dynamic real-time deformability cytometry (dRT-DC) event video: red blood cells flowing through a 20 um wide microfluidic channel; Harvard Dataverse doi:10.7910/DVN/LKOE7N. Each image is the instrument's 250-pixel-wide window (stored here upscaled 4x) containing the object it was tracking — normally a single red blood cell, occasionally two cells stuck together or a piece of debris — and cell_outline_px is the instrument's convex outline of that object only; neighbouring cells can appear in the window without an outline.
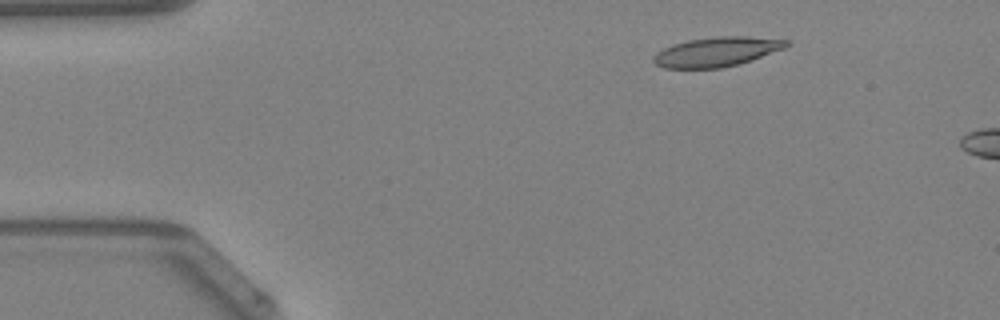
{"species": "Egyptian fruit bat (a non-hibernating species)", "species_latin": "Rousettus aegyptiacus", "temperature_condition": "warm", "stored_images_in_passage": 42, "camera_frame_rate_fps": 3000, "um_per_image_px": 0.085, "animal": {"sex": "female"}, "frame": {"image": 1, "passage_image": 6, "time_ms": 1.667, "image_size_px": [1000, 320], "cell_outline_px": [[792, 44], [784, 48], [752, 60], [740, 64], [720, 68], [664, 68], [656, 64], [652, 60], [652, 56], [656, 52], [672, 44], [688, 40], [720, 36], [744, 36], [788, 40]], "centroid_in_image_um": [60.91, 4.4], "position_along_channel_um": 24.1, "area_um2": 22.89}}
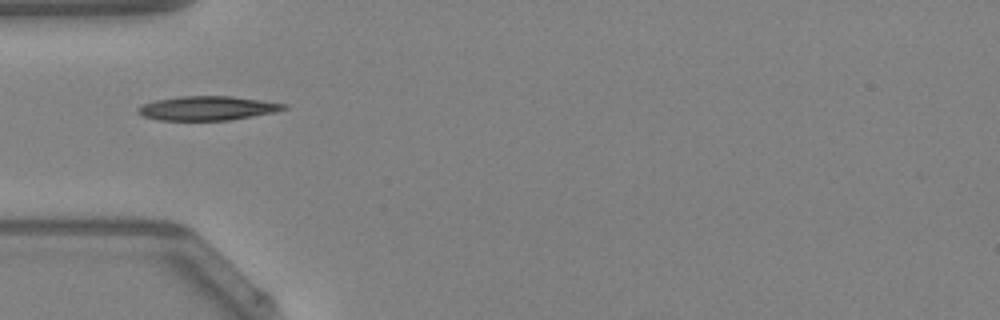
{"frame": {"image": 2, "passage_image": 10, "time_ms": 3.0, "image_size_px": [1000, 320], "cell_outline_px": [[288, 108], [272, 112], [228, 120], [160, 120], [144, 116], [136, 112], [136, 108], [140, 104], [156, 100], [180, 96], [232, 96], [288, 104]], "centroid_in_image_um": [17.57, 9.19], "position_along_channel_um": 67.4, "area_um2": 20.4}}
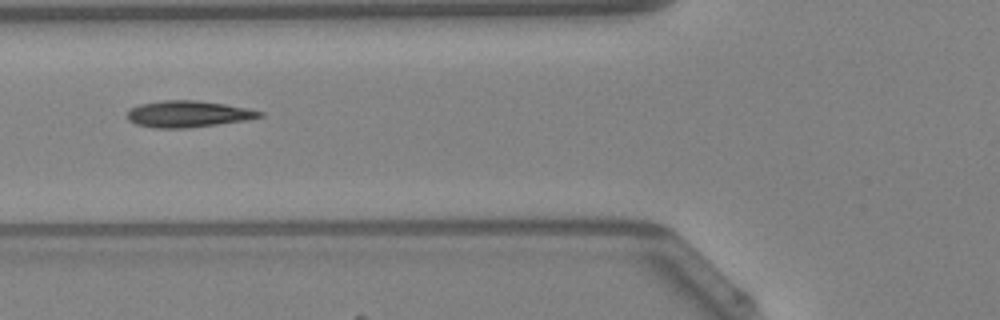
{"frame": {"image": 3, "passage_image": 13, "time_ms": 4.0, "image_size_px": [1000, 320], "cell_outline_px": [[264, 116], [244, 120], [216, 124], [184, 128], [156, 128], [136, 124], [128, 120], [128, 112], [132, 108], [140, 104], [164, 100], [196, 100], [224, 104], [264, 112]], "centroid_in_image_um": [15.96, 9.68], "position_along_channel_um": 109.8, "area_um2": 20.06}, "authors_computed_cell_mechanics": {"area_um2": 19.7387, "velocity_mm_per_s": 4.2776, "shape_relaxation_time_tau1_ms": 3.7499, "shape_relaxation_time_tau2_ms": 2.7074, "deformation_change_tau1": 0.1675, "deformation_change_tau2": 0.096}}